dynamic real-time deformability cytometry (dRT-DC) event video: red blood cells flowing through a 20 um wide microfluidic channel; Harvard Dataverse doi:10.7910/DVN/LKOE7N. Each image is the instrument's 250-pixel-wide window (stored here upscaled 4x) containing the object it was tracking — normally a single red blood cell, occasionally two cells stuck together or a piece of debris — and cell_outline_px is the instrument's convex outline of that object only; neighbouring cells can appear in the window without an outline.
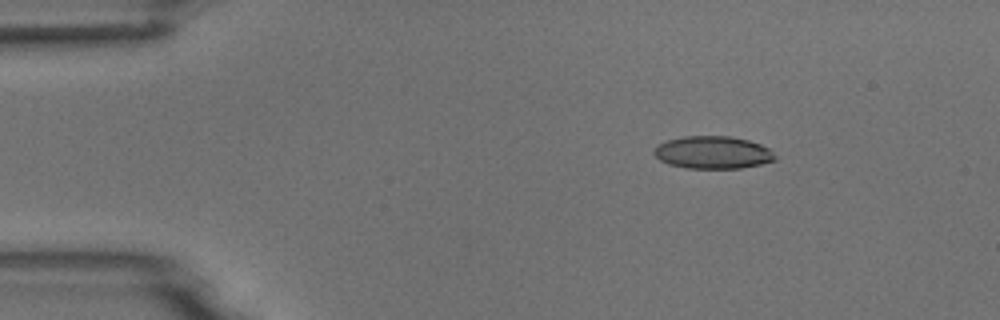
{"species": "common noctule bat (a hibernating species)", "species_latin": "Nyctalus noctula", "temperature_condition": "room temperature", "stored_images_in_passage": 4, "camera_frame_rate_fps": 3000, "um_per_image_px": 0.085, "animal": {"sex": "male", "body_mass_g": 18.8}, "frame": {"image": 1, "passage_image": 3, "time_ms": 2.333, "image_size_px": [1000, 320], "cell_outline_px": [[776, 160], [760, 164], [740, 168], [684, 168], [668, 164], [660, 160], [652, 152], [660, 144], [668, 140], [684, 136], [728, 136], [748, 140], [760, 144], [768, 148], [776, 156]], "centroid_in_image_um": [60.59, 12.96], "position_along_channel_um": 24.4, "area_um2": 22.83}}